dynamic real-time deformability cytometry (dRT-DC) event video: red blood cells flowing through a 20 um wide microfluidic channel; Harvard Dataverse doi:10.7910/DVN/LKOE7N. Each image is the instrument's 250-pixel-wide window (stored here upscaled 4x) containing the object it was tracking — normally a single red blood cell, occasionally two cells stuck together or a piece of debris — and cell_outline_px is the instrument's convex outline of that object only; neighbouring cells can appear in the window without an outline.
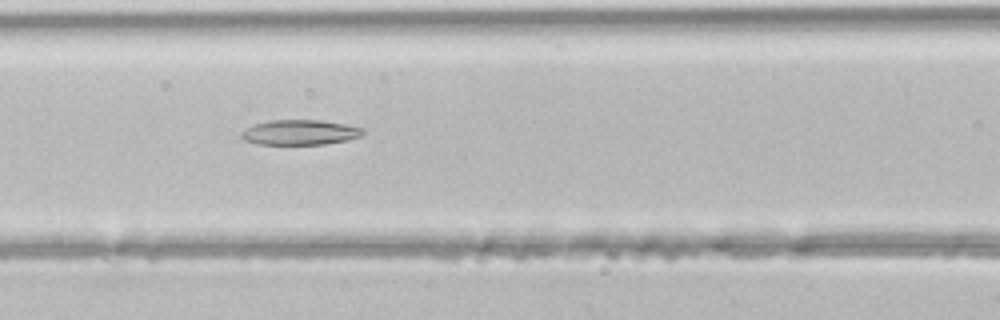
{"species": "common noctule bat (a hibernating species)", "species_latin": "Nyctalus noctula", "temperature_condition": "room temperature", "stored_images_in_passage": 23, "camera_frame_rate_fps": 3000, "um_per_image_px": 0.085, "animal": {"sex": "male", "body_mass_g": 21.5, "forearm_length_mm": 52.0}, "frame": {"image": 1, "passage_image": 7, "time_ms": 2.0, "image_size_px": [1000, 320], "cell_outline_px": [[364, 132], [360, 136], [348, 140], [324, 144], [256, 144], [244, 140], [240, 136], [240, 132], [244, 128], [252, 124], [268, 120], [320, 120], [344, 124], [364, 128]], "centroid_in_image_um": [25.44, 11.24], "position_along_channel_um": 141.2, "area_um2": 17.92}}
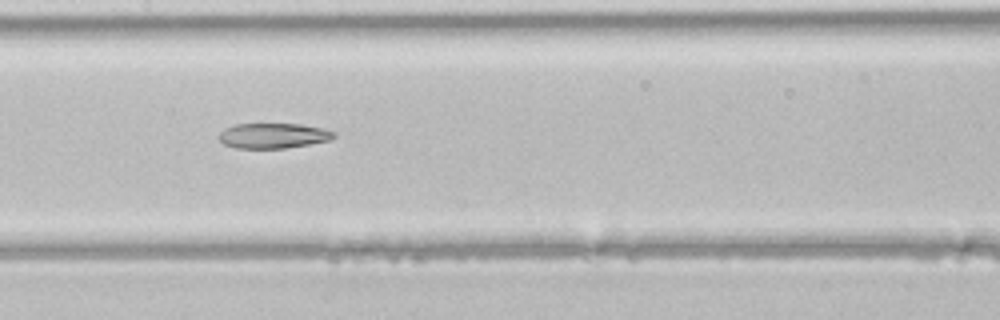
{"frame": {"image": 2, "passage_image": 10, "time_ms": 3.0, "image_size_px": [1000, 320], "cell_outline_px": [[336, 136], [328, 140], [308, 144], [284, 148], [236, 148], [224, 144], [216, 136], [224, 128], [236, 124], [300, 124], [324, 128], [336, 132]], "centroid_in_image_um": [23.2, 11.52], "position_along_channel_um": 184.2, "area_um2": 16.88}}